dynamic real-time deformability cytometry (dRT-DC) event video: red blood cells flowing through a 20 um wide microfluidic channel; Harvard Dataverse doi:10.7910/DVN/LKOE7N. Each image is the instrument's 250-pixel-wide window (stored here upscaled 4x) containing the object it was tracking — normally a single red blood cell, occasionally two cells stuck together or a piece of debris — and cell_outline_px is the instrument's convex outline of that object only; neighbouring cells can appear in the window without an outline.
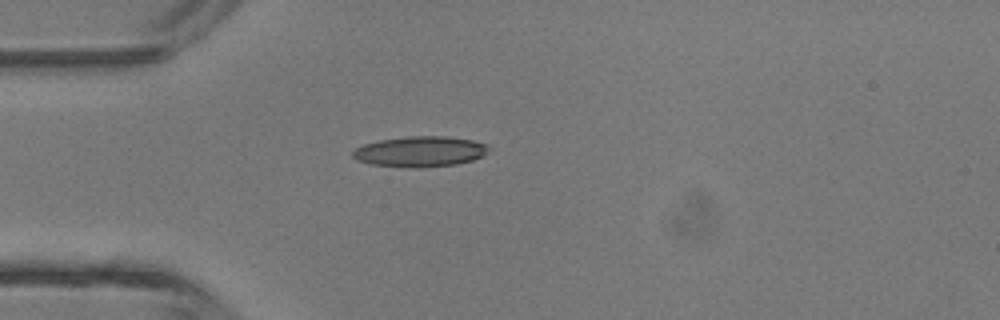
{"species": "common noctule bat (a hibernating species)", "species_latin": "Nyctalus noctula", "temperature_condition": "room temperature", "stored_images_in_passage": 1, "camera_frame_rate_fps": 3000, "um_per_image_px": 0.085, "animal": {"sex": "male", "body_mass_g": 13.3}, "frame": {"image": 1, "passage_image": 1, "time_ms": 0.0, "image_size_px": [1000, 320], "cell_outline_px": [[492, 148], [488, 152], [472, 160], [456, 164], [416, 168], [412, 168], [368, 164], [356, 160], [352, 156], [352, 152], [356, 148], [364, 144], [380, 140], [408, 136], [448, 136], [472, 140], [488, 144]], "centroid_in_image_um": [35.71, 12.88], "position_along_channel_um": 49.3, "area_um2": 24.33}}